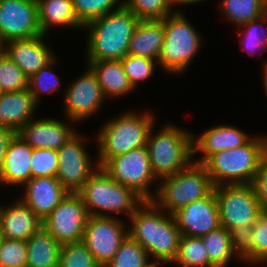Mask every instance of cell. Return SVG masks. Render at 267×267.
Returning a JSON list of instances; mask_svg holds the SVG:
<instances>
[{
  "label": "cell",
  "instance_id": "6da1fadb",
  "mask_svg": "<svg viewBox=\"0 0 267 267\" xmlns=\"http://www.w3.org/2000/svg\"><path fill=\"white\" fill-rule=\"evenodd\" d=\"M140 19L125 5L84 26L88 31L87 61L121 60Z\"/></svg>",
  "mask_w": 267,
  "mask_h": 267
},
{
  "label": "cell",
  "instance_id": "7a4b0ae2",
  "mask_svg": "<svg viewBox=\"0 0 267 267\" xmlns=\"http://www.w3.org/2000/svg\"><path fill=\"white\" fill-rule=\"evenodd\" d=\"M267 156V136H254L244 146L210 155L202 164L214 186L252 184L261 161Z\"/></svg>",
  "mask_w": 267,
  "mask_h": 267
},
{
  "label": "cell",
  "instance_id": "3957f363",
  "mask_svg": "<svg viewBox=\"0 0 267 267\" xmlns=\"http://www.w3.org/2000/svg\"><path fill=\"white\" fill-rule=\"evenodd\" d=\"M152 114L127 111L107 120L96 136L99 166L102 167L110 158L146 146L155 122Z\"/></svg>",
  "mask_w": 267,
  "mask_h": 267
},
{
  "label": "cell",
  "instance_id": "277c9868",
  "mask_svg": "<svg viewBox=\"0 0 267 267\" xmlns=\"http://www.w3.org/2000/svg\"><path fill=\"white\" fill-rule=\"evenodd\" d=\"M82 198L90 216L112 217L128 214L130 217L145 201L133 189L115 181L101 167L77 192Z\"/></svg>",
  "mask_w": 267,
  "mask_h": 267
},
{
  "label": "cell",
  "instance_id": "5b68a950",
  "mask_svg": "<svg viewBox=\"0 0 267 267\" xmlns=\"http://www.w3.org/2000/svg\"><path fill=\"white\" fill-rule=\"evenodd\" d=\"M193 136L190 131L170 123H166L155 135L151 129L146 146L151 170L158 181L174 175L194 161Z\"/></svg>",
  "mask_w": 267,
  "mask_h": 267
},
{
  "label": "cell",
  "instance_id": "8992f818",
  "mask_svg": "<svg viewBox=\"0 0 267 267\" xmlns=\"http://www.w3.org/2000/svg\"><path fill=\"white\" fill-rule=\"evenodd\" d=\"M159 182L152 201L168 214L208 196L215 187L205 166L194 161L174 175L161 178Z\"/></svg>",
  "mask_w": 267,
  "mask_h": 267
},
{
  "label": "cell",
  "instance_id": "52a82bcc",
  "mask_svg": "<svg viewBox=\"0 0 267 267\" xmlns=\"http://www.w3.org/2000/svg\"><path fill=\"white\" fill-rule=\"evenodd\" d=\"M164 30L158 66L167 73L182 74L199 51L201 35L180 10L164 18Z\"/></svg>",
  "mask_w": 267,
  "mask_h": 267
},
{
  "label": "cell",
  "instance_id": "ba28073f",
  "mask_svg": "<svg viewBox=\"0 0 267 267\" xmlns=\"http://www.w3.org/2000/svg\"><path fill=\"white\" fill-rule=\"evenodd\" d=\"M221 226L229 232L253 225L264 212L252 184H225L214 187Z\"/></svg>",
  "mask_w": 267,
  "mask_h": 267
},
{
  "label": "cell",
  "instance_id": "9c48e42d",
  "mask_svg": "<svg viewBox=\"0 0 267 267\" xmlns=\"http://www.w3.org/2000/svg\"><path fill=\"white\" fill-rule=\"evenodd\" d=\"M101 168L144 200L154 198L155 194L149 191V185L159 181L151 170L147 146L110 158Z\"/></svg>",
  "mask_w": 267,
  "mask_h": 267
},
{
  "label": "cell",
  "instance_id": "30bf717a",
  "mask_svg": "<svg viewBox=\"0 0 267 267\" xmlns=\"http://www.w3.org/2000/svg\"><path fill=\"white\" fill-rule=\"evenodd\" d=\"M89 213L78 193L67 196L43 220V227L61 244L82 241Z\"/></svg>",
  "mask_w": 267,
  "mask_h": 267
},
{
  "label": "cell",
  "instance_id": "8fae6325",
  "mask_svg": "<svg viewBox=\"0 0 267 267\" xmlns=\"http://www.w3.org/2000/svg\"><path fill=\"white\" fill-rule=\"evenodd\" d=\"M85 141V135L76 133L58 150L56 178L71 193H77L100 167L97 161L92 162L84 148Z\"/></svg>",
  "mask_w": 267,
  "mask_h": 267
},
{
  "label": "cell",
  "instance_id": "7c38bea8",
  "mask_svg": "<svg viewBox=\"0 0 267 267\" xmlns=\"http://www.w3.org/2000/svg\"><path fill=\"white\" fill-rule=\"evenodd\" d=\"M128 236V227L119 217L89 216L83 242L96 262L104 267Z\"/></svg>",
  "mask_w": 267,
  "mask_h": 267
},
{
  "label": "cell",
  "instance_id": "4fadbf2b",
  "mask_svg": "<svg viewBox=\"0 0 267 267\" xmlns=\"http://www.w3.org/2000/svg\"><path fill=\"white\" fill-rule=\"evenodd\" d=\"M64 93V112L68 122H80L93 116L106 101L97 76L87 64L86 71Z\"/></svg>",
  "mask_w": 267,
  "mask_h": 267
},
{
  "label": "cell",
  "instance_id": "5bb4252c",
  "mask_svg": "<svg viewBox=\"0 0 267 267\" xmlns=\"http://www.w3.org/2000/svg\"><path fill=\"white\" fill-rule=\"evenodd\" d=\"M43 35L36 0H0V44Z\"/></svg>",
  "mask_w": 267,
  "mask_h": 267
},
{
  "label": "cell",
  "instance_id": "9a60e30c",
  "mask_svg": "<svg viewBox=\"0 0 267 267\" xmlns=\"http://www.w3.org/2000/svg\"><path fill=\"white\" fill-rule=\"evenodd\" d=\"M172 215L182 235L190 237H201L221 226L214 190L208 196L187 204Z\"/></svg>",
  "mask_w": 267,
  "mask_h": 267
},
{
  "label": "cell",
  "instance_id": "2e32d148",
  "mask_svg": "<svg viewBox=\"0 0 267 267\" xmlns=\"http://www.w3.org/2000/svg\"><path fill=\"white\" fill-rule=\"evenodd\" d=\"M68 122L55 118L31 119L18 132V136L33 149L59 150L76 133Z\"/></svg>",
  "mask_w": 267,
  "mask_h": 267
},
{
  "label": "cell",
  "instance_id": "e0dca14e",
  "mask_svg": "<svg viewBox=\"0 0 267 267\" xmlns=\"http://www.w3.org/2000/svg\"><path fill=\"white\" fill-rule=\"evenodd\" d=\"M45 37L10 40L2 45V50L30 78L56 57Z\"/></svg>",
  "mask_w": 267,
  "mask_h": 267
},
{
  "label": "cell",
  "instance_id": "ac0fdd59",
  "mask_svg": "<svg viewBox=\"0 0 267 267\" xmlns=\"http://www.w3.org/2000/svg\"><path fill=\"white\" fill-rule=\"evenodd\" d=\"M24 185V196L20 199L42 221L69 193L56 177H33Z\"/></svg>",
  "mask_w": 267,
  "mask_h": 267
},
{
  "label": "cell",
  "instance_id": "d6986e66",
  "mask_svg": "<svg viewBox=\"0 0 267 267\" xmlns=\"http://www.w3.org/2000/svg\"><path fill=\"white\" fill-rule=\"evenodd\" d=\"M253 136L246 134L240 128L231 125L213 126L197 137L193 136L194 155L197 151L202 153L200 159L194 162L203 163L210 155L220 151L235 149L247 144Z\"/></svg>",
  "mask_w": 267,
  "mask_h": 267
},
{
  "label": "cell",
  "instance_id": "ffe728a7",
  "mask_svg": "<svg viewBox=\"0 0 267 267\" xmlns=\"http://www.w3.org/2000/svg\"><path fill=\"white\" fill-rule=\"evenodd\" d=\"M3 237L27 241L43 227V221L21 199L8 207H0Z\"/></svg>",
  "mask_w": 267,
  "mask_h": 267
},
{
  "label": "cell",
  "instance_id": "44dd1931",
  "mask_svg": "<svg viewBox=\"0 0 267 267\" xmlns=\"http://www.w3.org/2000/svg\"><path fill=\"white\" fill-rule=\"evenodd\" d=\"M33 148H31L16 133L10 140L5 157L4 164L0 171V184L5 186H23L28 182L31 176V157Z\"/></svg>",
  "mask_w": 267,
  "mask_h": 267
},
{
  "label": "cell",
  "instance_id": "7402d4cb",
  "mask_svg": "<svg viewBox=\"0 0 267 267\" xmlns=\"http://www.w3.org/2000/svg\"><path fill=\"white\" fill-rule=\"evenodd\" d=\"M39 105L34 101L29 88L0 94V127L17 133L26 125Z\"/></svg>",
  "mask_w": 267,
  "mask_h": 267
},
{
  "label": "cell",
  "instance_id": "603a6c76",
  "mask_svg": "<svg viewBox=\"0 0 267 267\" xmlns=\"http://www.w3.org/2000/svg\"><path fill=\"white\" fill-rule=\"evenodd\" d=\"M164 37V19L140 20L129 42L127 55L158 61Z\"/></svg>",
  "mask_w": 267,
  "mask_h": 267
},
{
  "label": "cell",
  "instance_id": "cb8c5ba5",
  "mask_svg": "<svg viewBox=\"0 0 267 267\" xmlns=\"http://www.w3.org/2000/svg\"><path fill=\"white\" fill-rule=\"evenodd\" d=\"M129 220L128 235L153 258V246H157L158 236V206L152 200H145Z\"/></svg>",
  "mask_w": 267,
  "mask_h": 267
},
{
  "label": "cell",
  "instance_id": "d4e9b609",
  "mask_svg": "<svg viewBox=\"0 0 267 267\" xmlns=\"http://www.w3.org/2000/svg\"><path fill=\"white\" fill-rule=\"evenodd\" d=\"M95 72L103 95L117 99L134 91L128 76L124 73L121 60L86 61Z\"/></svg>",
  "mask_w": 267,
  "mask_h": 267
},
{
  "label": "cell",
  "instance_id": "484cf974",
  "mask_svg": "<svg viewBox=\"0 0 267 267\" xmlns=\"http://www.w3.org/2000/svg\"><path fill=\"white\" fill-rule=\"evenodd\" d=\"M39 27L43 35H48L50 27L61 26L82 28L73 7L72 0H36Z\"/></svg>",
  "mask_w": 267,
  "mask_h": 267
},
{
  "label": "cell",
  "instance_id": "4316f807",
  "mask_svg": "<svg viewBox=\"0 0 267 267\" xmlns=\"http://www.w3.org/2000/svg\"><path fill=\"white\" fill-rule=\"evenodd\" d=\"M26 267H59L61 244L44 228L27 241Z\"/></svg>",
  "mask_w": 267,
  "mask_h": 267
},
{
  "label": "cell",
  "instance_id": "83f0119b",
  "mask_svg": "<svg viewBox=\"0 0 267 267\" xmlns=\"http://www.w3.org/2000/svg\"><path fill=\"white\" fill-rule=\"evenodd\" d=\"M181 236L173 215L164 213L158 207V236L157 246H153L154 261H175Z\"/></svg>",
  "mask_w": 267,
  "mask_h": 267
},
{
  "label": "cell",
  "instance_id": "f1b7e54d",
  "mask_svg": "<svg viewBox=\"0 0 267 267\" xmlns=\"http://www.w3.org/2000/svg\"><path fill=\"white\" fill-rule=\"evenodd\" d=\"M222 15L236 27L267 13V0H221Z\"/></svg>",
  "mask_w": 267,
  "mask_h": 267
},
{
  "label": "cell",
  "instance_id": "f546056e",
  "mask_svg": "<svg viewBox=\"0 0 267 267\" xmlns=\"http://www.w3.org/2000/svg\"><path fill=\"white\" fill-rule=\"evenodd\" d=\"M201 239L207 249L209 260L215 267H226L231 259L235 258L230 232L225 227L220 226L201 236Z\"/></svg>",
  "mask_w": 267,
  "mask_h": 267
},
{
  "label": "cell",
  "instance_id": "4dcf8cb0",
  "mask_svg": "<svg viewBox=\"0 0 267 267\" xmlns=\"http://www.w3.org/2000/svg\"><path fill=\"white\" fill-rule=\"evenodd\" d=\"M181 267H215L209 260L207 249L201 237L182 235L175 265Z\"/></svg>",
  "mask_w": 267,
  "mask_h": 267
},
{
  "label": "cell",
  "instance_id": "1f68e13d",
  "mask_svg": "<svg viewBox=\"0 0 267 267\" xmlns=\"http://www.w3.org/2000/svg\"><path fill=\"white\" fill-rule=\"evenodd\" d=\"M148 252L129 235L104 267H149Z\"/></svg>",
  "mask_w": 267,
  "mask_h": 267
},
{
  "label": "cell",
  "instance_id": "d6a6232c",
  "mask_svg": "<svg viewBox=\"0 0 267 267\" xmlns=\"http://www.w3.org/2000/svg\"><path fill=\"white\" fill-rule=\"evenodd\" d=\"M265 24L267 25V13L258 19L252 20L249 23L240 25L238 27L237 31H239V38L241 35H243L241 36V38L243 37L244 41V47L242 46V49L244 51L247 50L248 54L255 55L258 51H261L260 54H262L266 49L267 27Z\"/></svg>",
  "mask_w": 267,
  "mask_h": 267
},
{
  "label": "cell",
  "instance_id": "836d02e7",
  "mask_svg": "<svg viewBox=\"0 0 267 267\" xmlns=\"http://www.w3.org/2000/svg\"><path fill=\"white\" fill-rule=\"evenodd\" d=\"M79 22L85 26L124 5V0H72ZM118 5V6H117ZM117 6V7H116Z\"/></svg>",
  "mask_w": 267,
  "mask_h": 267
},
{
  "label": "cell",
  "instance_id": "e575fe53",
  "mask_svg": "<svg viewBox=\"0 0 267 267\" xmlns=\"http://www.w3.org/2000/svg\"><path fill=\"white\" fill-rule=\"evenodd\" d=\"M29 88V78L7 54L0 51V91L17 92Z\"/></svg>",
  "mask_w": 267,
  "mask_h": 267
},
{
  "label": "cell",
  "instance_id": "d590c367",
  "mask_svg": "<svg viewBox=\"0 0 267 267\" xmlns=\"http://www.w3.org/2000/svg\"><path fill=\"white\" fill-rule=\"evenodd\" d=\"M124 5L140 20L164 19L177 9L171 0H124Z\"/></svg>",
  "mask_w": 267,
  "mask_h": 267
},
{
  "label": "cell",
  "instance_id": "8d00e7d4",
  "mask_svg": "<svg viewBox=\"0 0 267 267\" xmlns=\"http://www.w3.org/2000/svg\"><path fill=\"white\" fill-rule=\"evenodd\" d=\"M59 267H101L83 241L61 246Z\"/></svg>",
  "mask_w": 267,
  "mask_h": 267
},
{
  "label": "cell",
  "instance_id": "74e56055",
  "mask_svg": "<svg viewBox=\"0 0 267 267\" xmlns=\"http://www.w3.org/2000/svg\"><path fill=\"white\" fill-rule=\"evenodd\" d=\"M56 57L45 67L41 68L36 74L29 78V90L33 95L34 101L39 104L41 93L52 94L61 85L59 77L51 70L57 63Z\"/></svg>",
  "mask_w": 267,
  "mask_h": 267
},
{
  "label": "cell",
  "instance_id": "f35d334b",
  "mask_svg": "<svg viewBox=\"0 0 267 267\" xmlns=\"http://www.w3.org/2000/svg\"><path fill=\"white\" fill-rule=\"evenodd\" d=\"M155 63L158 64V61L141 56L126 55L121 59L124 73L128 76L130 83L135 89H137L136 87L140 81H147L152 77L155 71Z\"/></svg>",
  "mask_w": 267,
  "mask_h": 267
},
{
  "label": "cell",
  "instance_id": "ab89813d",
  "mask_svg": "<svg viewBox=\"0 0 267 267\" xmlns=\"http://www.w3.org/2000/svg\"><path fill=\"white\" fill-rule=\"evenodd\" d=\"M58 151L53 149H33L31 157V176L56 177L58 170Z\"/></svg>",
  "mask_w": 267,
  "mask_h": 267
},
{
  "label": "cell",
  "instance_id": "60d3db41",
  "mask_svg": "<svg viewBox=\"0 0 267 267\" xmlns=\"http://www.w3.org/2000/svg\"><path fill=\"white\" fill-rule=\"evenodd\" d=\"M26 263V241L3 238L0 244V267H26Z\"/></svg>",
  "mask_w": 267,
  "mask_h": 267
},
{
  "label": "cell",
  "instance_id": "b9f144b4",
  "mask_svg": "<svg viewBox=\"0 0 267 267\" xmlns=\"http://www.w3.org/2000/svg\"><path fill=\"white\" fill-rule=\"evenodd\" d=\"M252 264L267 263V212L252 225Z\"/></svg>",
  "mask_w": 267,
  "mask_h": 267
},
{
  "label": "cell",
  "instance_id": "7bdbcfd3",
  "mask_svg": "<svg viewBox=\"0 0 267 267\" xmlns=\"http://www.w3.org/2000/svg\"><path fill=\"white\" fill-rule=\"evenodd\" d=\"M252 225H242L230 231L231 243L239 260L252 263ZM244 260V261H243Z\"/></svg>",
  "mask_w": 267,
  "mask_h": 267
},
{
  "label": "cell",
  "instance_id": "ee69618b",
  "mask_svg": "<svg viewBox=\"0 0 267 267\" xmlns=\"http://www.w3.org/2000/svg\"><path fill=\"white\" fill-rule=\"evenodd\" d=\"M252 185L263 211L267 212V156L261 161Z\"/></svg>",
  "mask_w": 267,
  "mask_h": 267
},
{
  "label": "cell",
  "instance_id": "f6af8a7d",
  "mask_svg": "<svg viewBox=\"0 0 267 267\" xmlns=\"http://www.w3.org/2000/svg\"><path fill=\"white\" fill-rule=\"evenodd\" d=\"M16 133L8 128L0 127V171L4 164V157L10 140Z\"/></svg>",
  "mask_w": 267,
  "mask_h": 267
},
{
  "label": "cell",
  "instance_id": "bcb514c9",
  "mask_svg": "<svg viewBox=\"0 0 267 267\" xmlns=\"http://www.w3.org/2000/svg\"><path fill=\"white\" fill-rule=\"evenodd\" d=\"M201 1H205V0H171L172 5L174 7H177V5H180V6L182 5L183 6V4L190 5V4L198 3V2H201Z\"/></svg>",
  "mask_w": 267,
  "mask_h": 267
},
{
  "label": "cell",
  "instance_id": "7dc6e473",
  "mask_svg": "<svg viewBox=\"0 0 267 267\" xmlns=\"http://www.w3.org/2000/svg\"><path fill=\"white\" fill-rule=\"evenodd\" d=\"M263 75H262V77H263V85H264V89H265V95H266V97H267V60H265L264 61V63H263Z\"/></svg>",
  "mask_w": 267,
  "mask_h": 267
},
{
  "label": "cell",
  "instance_id": "c3c4849f",
  "mask_svg": "<svg viewBox=\"0 0 267 267\" xmlns=\"http://www.w3.org/2000/svg\"><path fill=\"white\" fill-rule=\"evenodd\" d=\"M161 263L163 266V264L166 265L167 263H175V261H151V263L149 264V267H161Z\"/></svg>",
  "mask_w": 267,
  "mask_h": 267
},
{
  "label": "cell",
  "instance_id": "681fc988",
  "mask_svg": "<svg viewBox=\"0 0 267 267\" xmlns=\"http://www.w3.org/2000/svg\"><path fill=\"white\" fill-rule=\"evenodd\" d=\"M3 233H2V228H1V222H0V244L2 243L3 241Z\"/></svg>",
  "mask_w": 267,
  "mask_h": 267
}]
</instances>
